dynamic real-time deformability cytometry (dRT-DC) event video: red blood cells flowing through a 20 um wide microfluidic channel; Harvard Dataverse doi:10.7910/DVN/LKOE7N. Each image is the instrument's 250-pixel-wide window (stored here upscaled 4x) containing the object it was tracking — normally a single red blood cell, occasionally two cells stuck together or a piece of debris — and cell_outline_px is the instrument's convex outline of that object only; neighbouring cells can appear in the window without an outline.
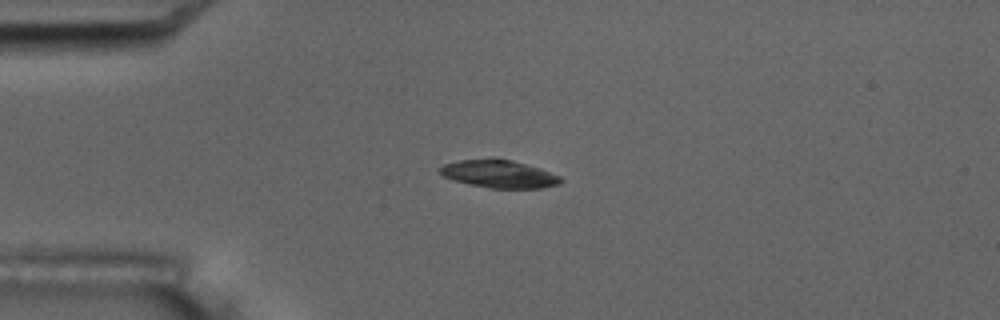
{"species": "common noctule bat (a hibernating species)", "species_latin": "Nyctalus noctula", "temperature_condition": "room temperature", "stored_images_in_passage": 5, "camera_frame_rate_fps": 3000, "um_per_image_px": 0.085, "animal": {"sex": "male", "body_mass_g": 17.5, "forearm_length_mm": 52.3}, "frame": {"image": 1, "passage_image": 4, "time_ms": 4.333, "image_size_px": [1000, 320], "cell_outline_px": [[564, 180], [560, 184], [540, 188], [492, 188], [468, 184], [452, 180], [444, 176], [436, 168], [444, 164], [460, 160], [492, 156], [512, 160], [540, 168], [560, 176]], "centroid_in_image_um": [42.39, 14.76], "position_along_channel_um": 42.6, "area_um2": 20.0}}